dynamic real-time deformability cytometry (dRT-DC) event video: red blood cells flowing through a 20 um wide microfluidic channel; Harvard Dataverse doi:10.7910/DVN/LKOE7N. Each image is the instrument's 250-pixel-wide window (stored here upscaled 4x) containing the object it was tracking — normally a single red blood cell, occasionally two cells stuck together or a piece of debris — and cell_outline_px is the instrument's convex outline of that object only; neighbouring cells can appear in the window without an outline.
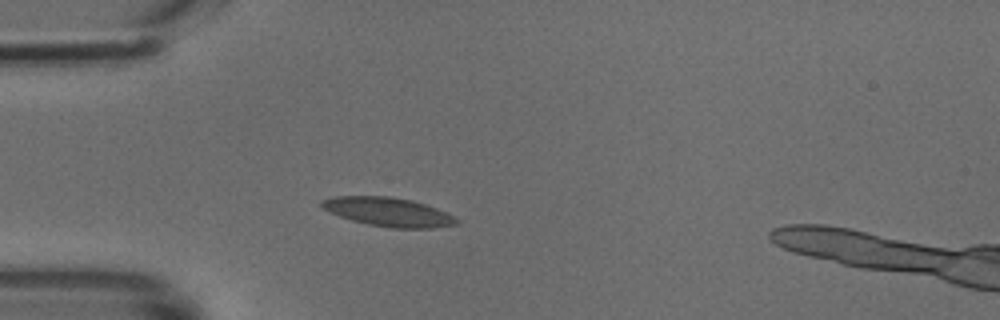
{"species": "common noctule bat (a hibernating species)", "species_latin": "Nyctalus noctula", "temperature_condition": "cold", "stored_images_in_passage": 37, "camera_frame_rate_fps": 3000, "um_per_image_px": 0.085, "animal": {"sex": "male", "body_mass_g": 18.8}, "frame": {"image": 1, "passage_image": 1, "time_ms": 0.0, "image_size_px": [1000, 320], "cell_outline_px": [[460, 220], [456, 224], [432, 228], [392, 228], [368, 224], [352, 220], [328, 212], [320, 204], [320, 200], [332, 196], [392, 196], [412, 200], [436, 208]], "centroid_in_image_um": [32.96, 18.0], "position_along_channel_um": 52.0, "area_um2": 22.6}}
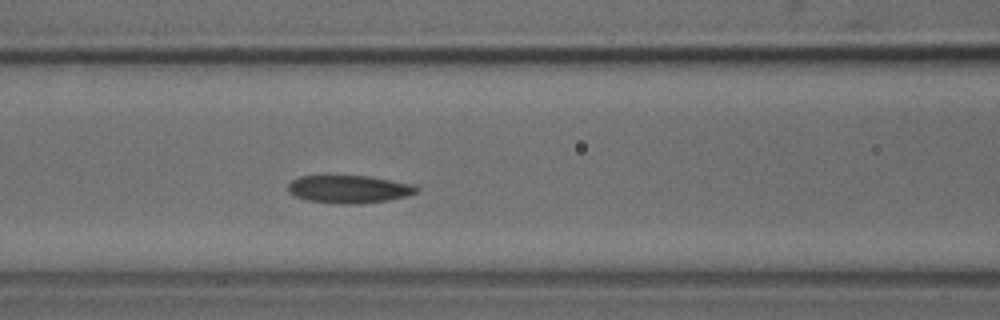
{"frame": {"image": 2, "passage_image": 8, "time_ms": 2.333, "image_size_px": [1000, 320], "cell_outline_px": [[420, 188], [416, 192], [408, 196], [388, 200], [360, 204], [340, 204], [308, 200], [296, 196], [288, 192], [288, 184], [292, 180], [300, 176], [368, 176], [412, 184]], "centroid_in_image_um": [29.67, 16.08], "position_along_channel_um": 136.9, "area_um2": 20.75}}
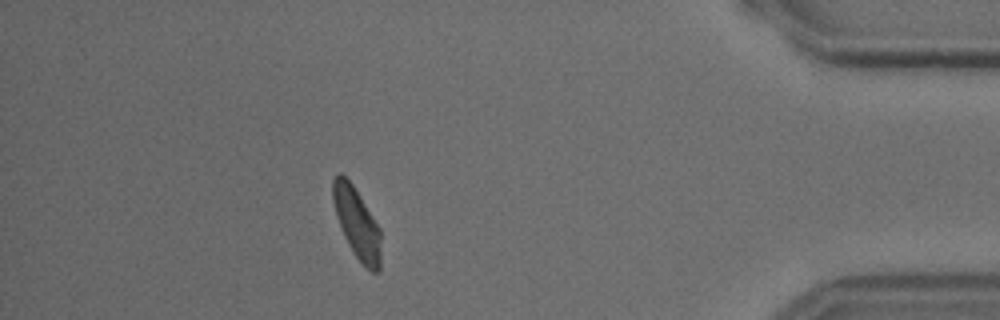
{"frame": {"image": 3, "passage_image": 31, "time_ms": 10.0, "image_size_px": [1000, 320], "cell_outline_px": [[380, 272], [372, 272], [356, 256], [348, 244], [344, 236], [336, 216], [332, 200], [332, 180], [340, 172], [352, 184], [380, 228]], "centroid_in_image_um": [30.32, 18.96], "position_along_channel_um": 404.9, "area_um2": 19.42}}